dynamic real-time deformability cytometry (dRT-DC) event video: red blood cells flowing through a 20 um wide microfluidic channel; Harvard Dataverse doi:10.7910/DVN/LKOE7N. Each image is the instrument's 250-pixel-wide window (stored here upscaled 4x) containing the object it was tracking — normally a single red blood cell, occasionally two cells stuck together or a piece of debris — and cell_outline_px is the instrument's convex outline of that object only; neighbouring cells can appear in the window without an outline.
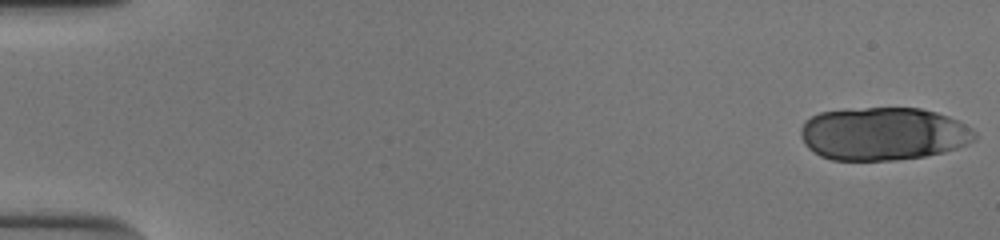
{"species": "human", "species_latin": "Homo sapiens", "temperature_condition": "cold", "stored_images_in_passage": 52, "camera_frame_rate_fps": 3000, "um_per_image_px": 0.085, "donor": {"sex": "male"}, "frame": {"image": 1, "passage_image": 1, "time_ms": 0.0, "image_size_px": [1000, 240], "cell_outline_px": [[976, 140], [968, 144], [944, 152], [924, 156], [896, 160], [832, 160], [820, 156], [808, 148], [804, 144], [800, 136], [800, 128], [804, 120], [820, 112], [864, 108], [920, 108], [936, 112], [948, 116], [972, 128], [976, 132]], "centroid_in_image_um": [75.06, 11.38], "position_along_channel_um": 9.9, "area_um2": 54.04}}
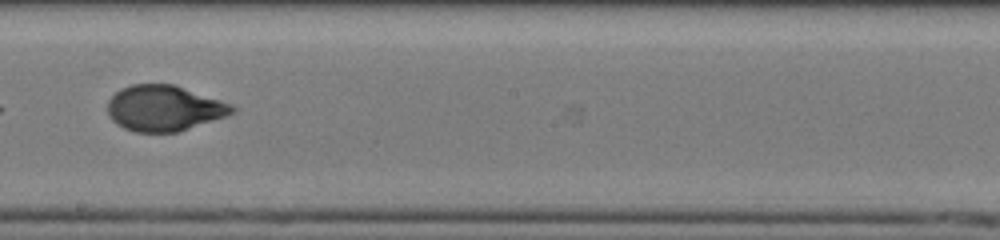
{"frame": {"image": 2, "passage_image": 32, "time_ms": 10.333, "image_size_px": [1000, 240], "cell_outline_px": [[236, 112], [176, 132], [136, 132], [124, 128], [116, 124], [112, 120], [108, 112], [108, 100], [120, 88], [132, 84], [172, 84], [232, 104], [236, 108]], "centroid_in_image_um": [13.91, 9.19], "position_along_channel_um": 234.3, "area_um2": 32.77}}
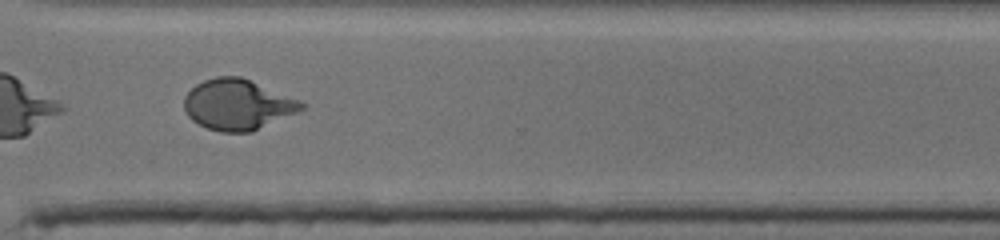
{"frame": {"image": 3, "passage_image": 41, "time_ms": 13.333, "image_size_px": [1000, 240], "cell_outline_px": [[304, 108], [296, 112], [252, 132], [220, 132], [208, 128], [192, 120], [188, 116], [184, 108], [184, 96], [196, 84], [204, 80], [216, 76], [240, 76], [300, 100], [304, 104]], "centroid_in_image_um": [20.17, 8.89], "position_along_channel_um": 350.4, "area_um2": 34.33}, "authors_computed_cell_mechanics": {"area_um2": 35.0557, "velocity_mm_per_s": 3.8654, "shape_relaxation_time_tau1_ms": 4.3814, "shape_relaxation_time_tau2_ms": 0.8011, "deformation_change_tau1": 0.2024, "deformation_change_tau2": 0.0522}}